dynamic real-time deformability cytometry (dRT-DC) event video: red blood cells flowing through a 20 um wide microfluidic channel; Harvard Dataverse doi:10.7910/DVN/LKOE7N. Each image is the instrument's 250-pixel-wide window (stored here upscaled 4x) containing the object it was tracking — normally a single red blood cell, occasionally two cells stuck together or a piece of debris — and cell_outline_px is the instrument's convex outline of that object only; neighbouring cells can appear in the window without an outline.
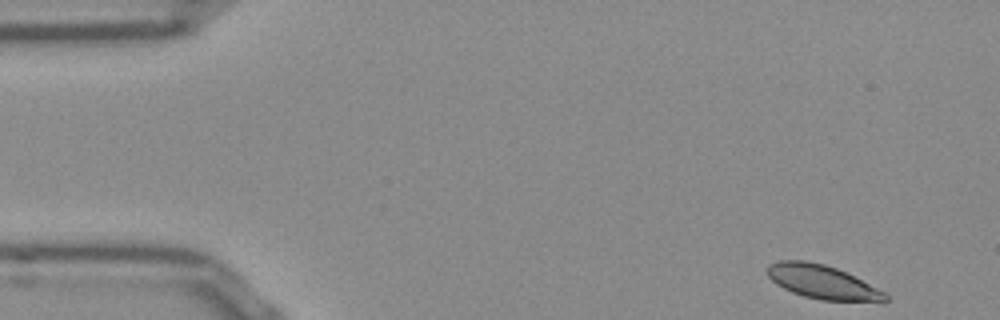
{"species": "Egyptian fruit bat (a non-hibernating species)", "species_latin": "Rousettus aegyptiacus", "temperature_condition": "room temperature", "stored_images_in_passage": 50, "camera_frame_rate_fps": 3000, "um_per_image_px": 0.085, "frame": {"image": 1, "passage_image": 1, "time_ms": 0.0, "image_size_px": [1000, 320], "cell_outline_px": [[888, 300], [820, 300], [804, 296], [792, 292], [776, 284], [764, 272], [764, 268], [768, 264], [780, 260], [804, 260], [824, 264], [836, 268], [884, 292], [888, 296]], "centroid_in_image_um": [69.75, 23.93], "position_along_channel_um": 15.2, "area_um2": 22.72}}
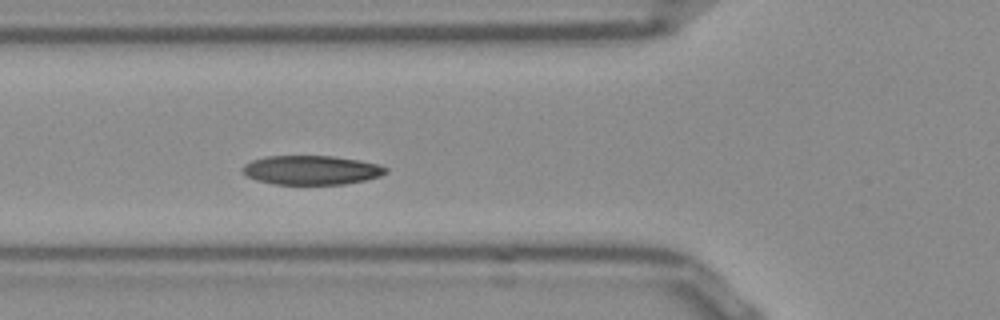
{"frame": {"image": 2, "passage_image": 16, "time_ms": 5.0, "image_size_px": [1000, 320], "cell_outline_px": [[388, 172], [380, 176], [364, 180], [344, 184], [272, 184], [256, 180], [248, 176], [240, 168], [244, 164], [252, 160], [268, 156], [332, 156], [360, 160], [376, 164], [388, 168]], "centroid_in_image_um": [26.46, 14.45], "position_along_channel_um": 99.3, "area_um2": 24.28}}
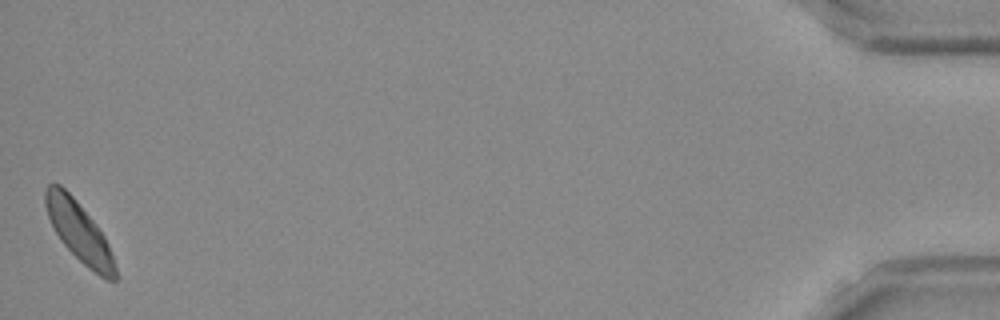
{"frame": {"image": 3, "passage_image": 50, "time_ms": 16.333, "image_size_px": [1000, 320], "cell_outline_px": [[116, 280], [104, 280], [88, 268], [60, 240], [48, 216], [44, 204], [44, 192], [48, 184], [60, 184], [72, 196], [92, 220], [104, 236], [108, 244], [116, 268]], "centroid_in_image_um": [6.71, 19.71], "position_along_channel_um": 428.5, "area_um2": 23.76}, "authors_computed_cell_mechanics": {"area_um2": 24.1026, "velocity_mm_per_s": 3.7731, "shape_relaxation_time_tau1_ms": 2.6272, "shape_relaxation_time_tau2_ms": 6.0213, "deformation_change_tau1": 0.101, "deformation_change_tau2": 0.1157}}